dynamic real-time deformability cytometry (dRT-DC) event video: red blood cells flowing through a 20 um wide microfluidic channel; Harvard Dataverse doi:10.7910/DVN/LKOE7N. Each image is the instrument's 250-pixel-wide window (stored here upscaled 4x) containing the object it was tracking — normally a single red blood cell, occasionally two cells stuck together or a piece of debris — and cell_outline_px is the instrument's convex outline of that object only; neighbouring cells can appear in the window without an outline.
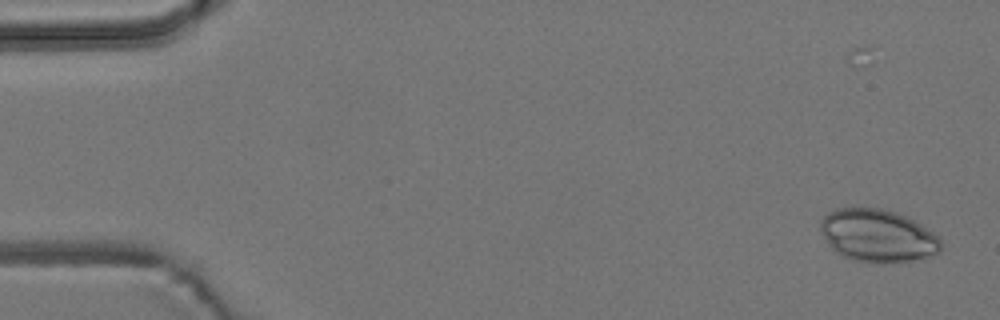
{"species": "common noctule bat (a hibernating species)", "species_latin": "Nyctalus noctula", "temperature_condition": "room temperature", "stored_images_in_passage": 7, "camera_frame_rate_fps": 3000, "um_per_image_px": 0.085, "animal": {"sex": "male", "body_mass_g": 19.2, "forearm_length_mm": 51.8}, "frame": {"image": 1, "passage_image": 2, "time_ms": 1.333, "image_size_px": [1000, 320], "cell_outline_px": [[940, 252], [908, 260], [876, 264], [852, 260], [836, 252], [832, 248], [824, 236], [820, 228], [820, 220], [828, 212], [836, 208], [880, 208], [896, 212], [908, 216], [940, 236]], "centroid_in_image_um": [74.59, 20.01], "position_along_channel_um": 10.4, "area_um2": 36.88}}